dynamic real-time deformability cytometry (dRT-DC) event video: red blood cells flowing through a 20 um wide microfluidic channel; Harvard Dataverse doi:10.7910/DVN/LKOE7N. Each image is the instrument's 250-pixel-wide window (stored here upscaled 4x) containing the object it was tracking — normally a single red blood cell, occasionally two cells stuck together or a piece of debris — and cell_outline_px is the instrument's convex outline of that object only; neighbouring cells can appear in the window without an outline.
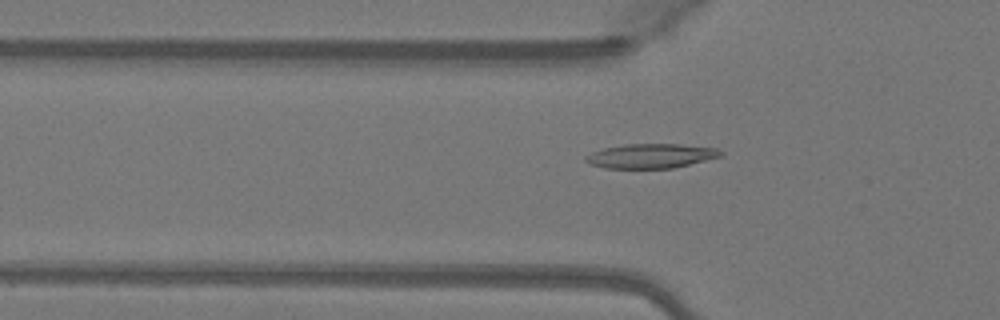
{"species": "Egyptian fruit bat (a non-hibernating species)", "species_latin": "Rousettus aegyptiacus", "temperature_condition": "warm", "stored_images_in_passage": 47, "camera_frame_rate_fps": 3000, "um_per_image_px": 0.085, "animal": {"sex": "female"}, "frame": {"image": 1, "passage_image": 16, "time_ms": 5.0, "image_size_px": [1000, 320], "cell_outline_px": [[724, 152], [720, 156], [672, 168], [604, 168], [592, 164], [584, 160], [584, 156], [592, 152], [604, 148], [624, 144], [680, 144], [716, 148]], "centroid_in_image_um": [55.29, 13.25], "position_along_channel_um": 70.5, "area_um2": 19.02}}
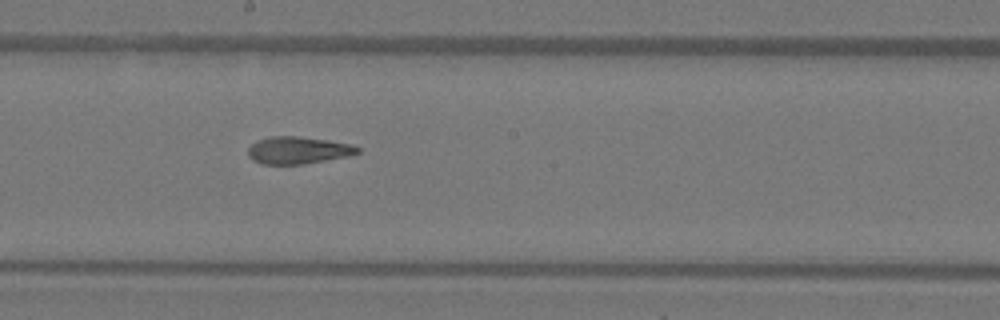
{"frame": {"image": 2, "passage_image": 27, "time_ms": 8.667, "image_size_px": [1000, 320], "cell_outline_px": [[360, 152], [348, 156], [304, 164], [260, 164], [252, 160], [248, 156], [248, 148], [252, 144], [260, 140], [272, 136], [296, 136], [328, 140], [352, 144], [360, 148]], "centroid_in_image_um": [25.34, 12.78], "position_along_channel_um": 222.9, "area_um2": 17.34}}
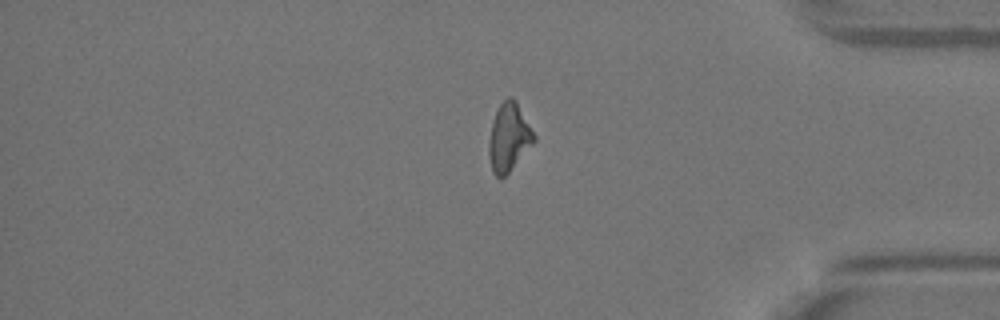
{"frame": {"image": 3, "passage_image": 41, "time_ms": 13.333, "image_size_px": [1000, 320], "cell_outline_px": [[536, 140], [508, 172], [500, 180], [492, 172], [488, 156], [488, 144], [492, 120], [500, 104], [508, 96], [512, 96], [516, 100], [536, 136]], "centroid_in_image_um": [43.23, 11.67], "position_along_channel_um": 392.0, "area_um2": 17.92}, "authors_computed_cell_mechanics": {"area_um2": 17.918, "velocity_mm_per_s": 4.1302, "shape_relaxation_time_tau1_ms": null, "shape_relaxation_time_tau2_ms": 2.1455, "deformation_change_tau1": null, "deformation_change_tau2": 0.0895}}